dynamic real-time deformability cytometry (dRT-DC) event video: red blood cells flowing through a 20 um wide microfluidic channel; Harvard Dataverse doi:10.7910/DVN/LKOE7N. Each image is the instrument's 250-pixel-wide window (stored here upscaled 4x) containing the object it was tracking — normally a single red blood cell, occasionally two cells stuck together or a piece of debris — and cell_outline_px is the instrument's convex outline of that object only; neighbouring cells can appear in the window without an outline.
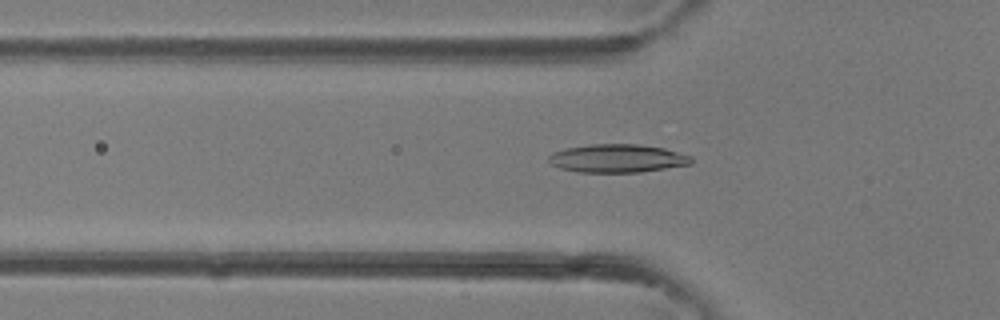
{"species": "common noctule bat (a hibernating species)", "species_latin": "Nyctalus noctula", "temperature_condition": "room temperature", "stored_images_in_passage": 37, "camera_frame_rate_fps": 3000, "um_per_image_px": 0.085, "animal": {"sex": "female"}, "frame": {"image": 1, "passage_image": 10, "time_ms": 3.0, "image_size_px": [1000, 320], "cell_outline_px": [[692, 164], [640, 172], [576, 172], [560, 168], [552, 164], [548, 160], [548, 156], [552, 152], [564, 148], [592, 144], [640, 144], [664, 148], [692, 156]], "centroid_in_image_um": [52.46, 13.46], "position_along_channel_um": 73.3, "area_um2": 23.58}}
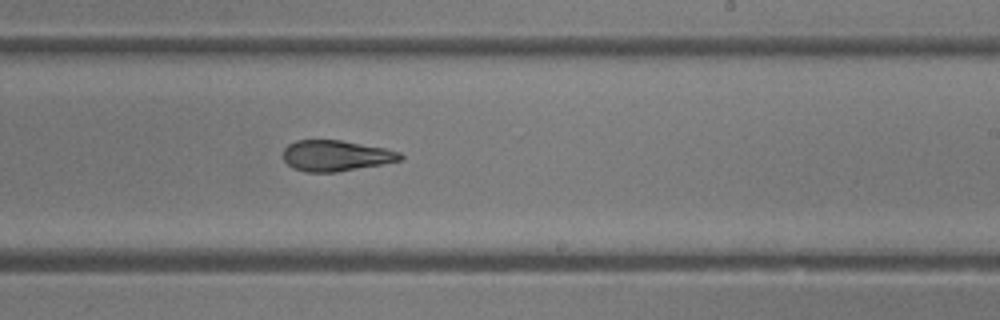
{"frame": {"image": 2, "passage_image": 21, "time_ms": 6.667, "image_size_px": [1000, 320], "cell_outline_px": [[404, 156], [400, 160], [380, 164], [336, 172], [304, 172], [292, 168], [284, 160], [284, 148], [288, 144], [296, 140], [340, 140], [384, 148], [400, 152]], "centroid_in_image_um": [28.51, 13.23], "position_along_channel_um": 260.5, "area_um2": 20.87}}
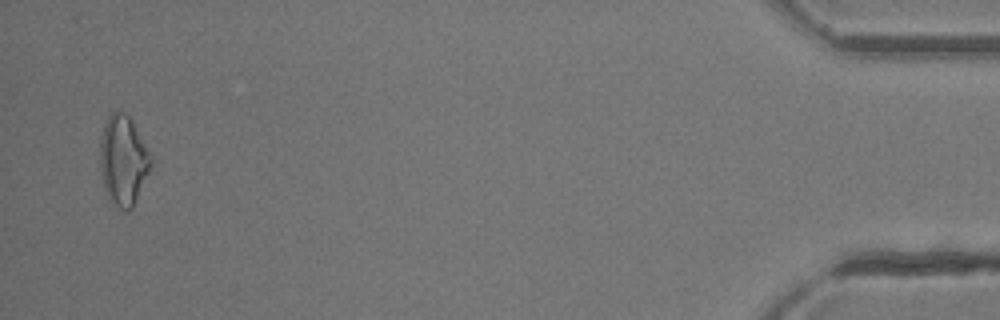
{"frame": {"image": 3, "passage_image": 36, "time_ms": 11.667, "image_size_px": [1000, 320], "cell_outline_px": [[152, 164], [132, 208], [128, 212], [124, 212], [108, 200], [104, 192], [100, 172], [100, 140], [104, 120], [116, 108], [124, 112], [132, 120], [152, 160]], "centroid_in_image_um": [10.42, 13.64], "position_along_channel_um": 424.8, "area_um2": 26.88}}